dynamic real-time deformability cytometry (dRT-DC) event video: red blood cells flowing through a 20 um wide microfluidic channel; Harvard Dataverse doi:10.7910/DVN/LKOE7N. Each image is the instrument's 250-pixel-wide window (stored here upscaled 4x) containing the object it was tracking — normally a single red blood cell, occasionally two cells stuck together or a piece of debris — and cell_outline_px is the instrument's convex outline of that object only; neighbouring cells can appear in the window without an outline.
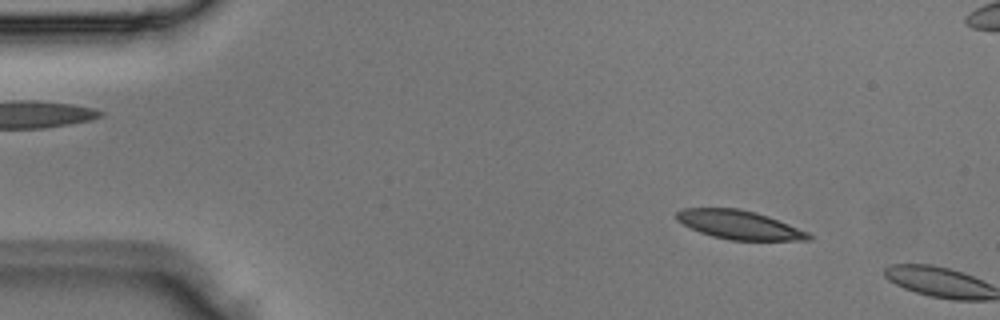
{"species": "Egyptian fruit bat (a non-hibernating species)", "species_latin": "Rousettus aegyptiacus", "temperature_condition": "room temperature", "stored_images_in_passage": 3, "camera_frame_rate_fps": 3000, "um_per_image_px": 0.085, "animal": {"sex": "male"}, "frame": {"image": 1, "passage_image": 2, "time_ms": 0.333, "image_size_px": [1000, 320], "cell_outline_px": [[812, 240], [728, 240], [712, 236], [700, 232], [676, 220], [676, 212], [680, 208], [740, 208], [756, 212], [768, 216], [808, 232], [812, 236]], "centroid_in_image_um": [62.82, 19.1], "position_along_channel_um": 22.2, "area_um2": 22.08}}